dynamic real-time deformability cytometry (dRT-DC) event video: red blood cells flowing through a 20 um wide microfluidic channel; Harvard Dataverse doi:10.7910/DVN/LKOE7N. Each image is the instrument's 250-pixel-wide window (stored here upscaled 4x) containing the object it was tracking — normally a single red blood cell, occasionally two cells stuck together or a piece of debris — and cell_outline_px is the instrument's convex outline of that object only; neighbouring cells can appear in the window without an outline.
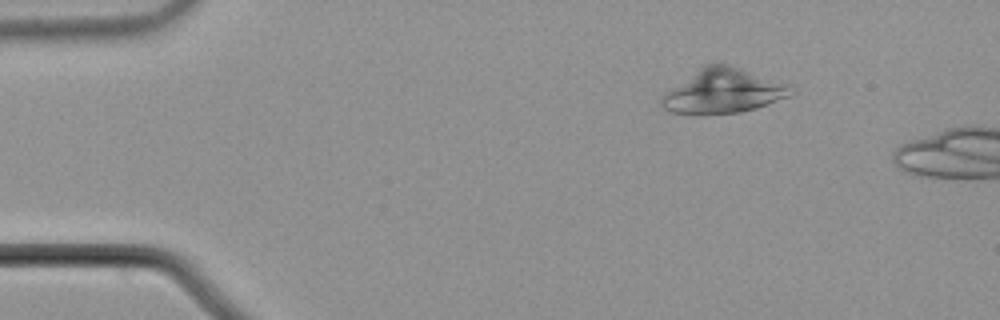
{"species": "common noctule bat (a hibernating species)", "species_latin": "Nyctalus noctula", "temperature_condition": "cold", "stored_images_in_passage": 11, "camera_frame_rate_fps": 3000, "um_per_image_px": 0.085, "animal": {"sex": "male", "body_mass_g": 21.5, "forearm_length_mm": 52.0}, "frame": {"image": 1, "passage_image": 1, "time_ms": 0.0, "image_size_px": [1000, 320], "cell_outline_px": [[796, 92], [788, 96], [756, 108], [740, 112], [672, 112], [664, 108], [660, 104], [660, 100], [664, 92], [704, 64], [728, 64], [788, 84]], "centroid_in_image_um": [61.47, 7.71], "position_along_channel_um": 23.5, "area_um2": 32.6}}